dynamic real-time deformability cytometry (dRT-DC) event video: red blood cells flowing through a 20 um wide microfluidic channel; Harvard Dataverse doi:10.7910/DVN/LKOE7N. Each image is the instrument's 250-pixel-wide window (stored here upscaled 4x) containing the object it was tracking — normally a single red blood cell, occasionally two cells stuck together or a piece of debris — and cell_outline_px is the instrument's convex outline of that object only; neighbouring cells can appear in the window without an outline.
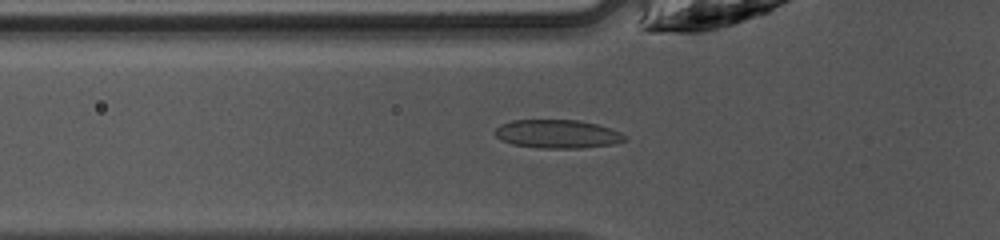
{"species": "common noctule bat (a hibernating species)", "species_latin": "Nyctalus noctula", "temperature_condition": "warm", "stored_images_in_passage": 47, "camera_frame_rate_fps": 3000, "um_per_image_px": 0.085, "animal": {"sex": "female", "body_mass_g": 10.0, "forearm_length_mm": 53.1}, "frame": {"image": 1, "passage_image": 16, "time_ms": 5.0, "image_size_px": [1000, 240], "cell_outline_px": [[628, 140], [612, 144], [580, 148], [540, 148], [512, 144], [500, 140], [492, 132], [500, 124], [512, 120], [580, 120], [612, 128], [620, 132]], "centroid_in_image_um": [47.35, 11.38], "position_along_channel_um": 78.4, "area_um2": 21.68}}
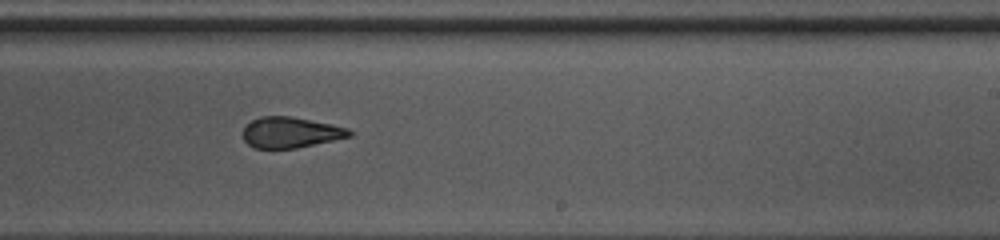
{"frame": {"image": 2, "passage_image": 29, "time_ms": 9.333, "image_size_px": [1000, 240], "cell_outline_px": [[352, 136], [296, 148], [252, 148], [244, 140], [244, 128], [252, 120], [260, 116], [288, 116], [332, 124], [348, 128], [352, 132]], "centroid_in_image_um": [24.7, 11.26], "position_along_channel_um": 264.3, "area_um2": 18.9}}
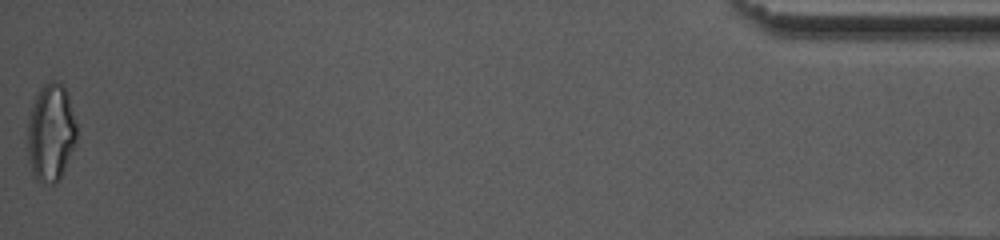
{"frame": {"image": 3, "passage_image": 47, "time_ms": 15.333, "image_size_px": [1000, 240], "cell_outline_px": [[76, 140], [60, 180], [56, 184], [40, 184], [36, 180], [32, 172], [28, 160], [28, 124], [32, 104], [40, 88], [44, 84], [52, 80], [60, 80], [64, 84], [68, 92], [76, 124]], "centroid_in_image_um": [4.32, 11.28], "position_along_channel_um": 430.9, "area_um2": 28.32}, "authors_computed_cell_mechanics": {"area_um2": 20.808, "velocity_mm_per_s": 4.2541, "shape_relaxation_time_tau1_ms": 7.8131, "shape_relaxation_time_tau2_ms": 1.5911, "deformation_change_tau1": 0.2045, "deformation_change_tau2": 0.1037}}